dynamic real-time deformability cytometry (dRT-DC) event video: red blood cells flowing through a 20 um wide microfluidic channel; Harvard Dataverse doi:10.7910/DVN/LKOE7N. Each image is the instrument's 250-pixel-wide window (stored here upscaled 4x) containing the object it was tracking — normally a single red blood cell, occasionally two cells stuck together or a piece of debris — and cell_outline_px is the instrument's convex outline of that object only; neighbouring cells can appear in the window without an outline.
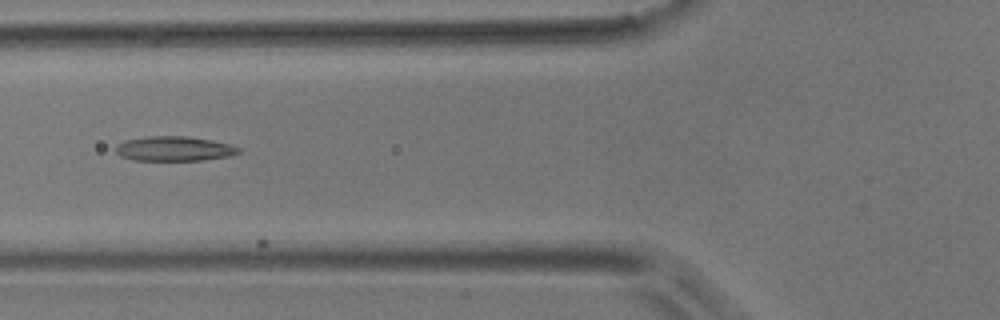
{"species": "common noctule bat (a hibernating species)", "species_latin": "Nyctalus noctula", "temperature_condition": "room temperature", "stored_images_in_passage": 4, "camera_frame_rate_fps": 3000, "um_per_image_px": 0.085, "animal": {"sex": "male", "body_mass_g": 17.9}, "frame": {"image": 1, "passage_image": 2, "time_ms": 1.333, "image_size_px": [1000, 320], "cell_outline_px": [[240, 152], [228, 156], [200, 160], [136, 160], [120, 156], [116, 152], [116, 144], [124, 140], [144, 136], [184, 136], [212, 140], [228, 144], [240, 148]], "centroid_in_image_um": [14.75, 12.63], "position_along_channel_um": 111.0, "area_um2": 17.57}}
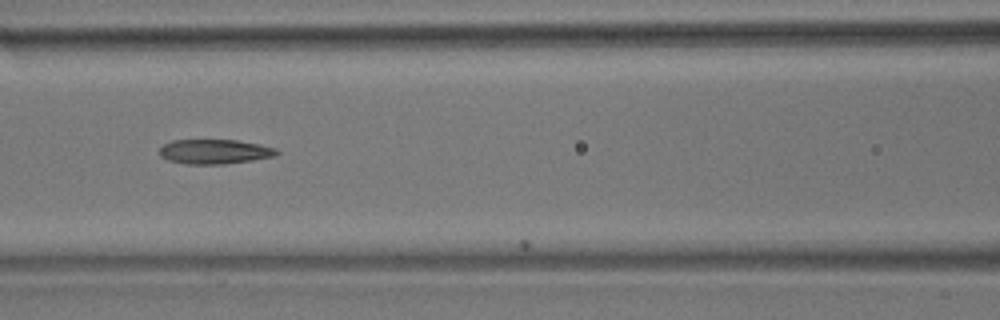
{"frame": {"image": 2, "passage_image": 3, "time_ms": 2.333, "image_size_px": [1000, 320], "cell_outline_px": [[280, 152], [276, 156], [252, 160], [224, 164], [184, 164], [168, 160], [160, 156], [160, 148], [164, 144], [172, 140], [236, 140], [260, 144], [276, 148]], "centroid_in_image_um": [18.26, 12.89], "position_along_channel_um": 148.3, "area_um2": 16.88}}